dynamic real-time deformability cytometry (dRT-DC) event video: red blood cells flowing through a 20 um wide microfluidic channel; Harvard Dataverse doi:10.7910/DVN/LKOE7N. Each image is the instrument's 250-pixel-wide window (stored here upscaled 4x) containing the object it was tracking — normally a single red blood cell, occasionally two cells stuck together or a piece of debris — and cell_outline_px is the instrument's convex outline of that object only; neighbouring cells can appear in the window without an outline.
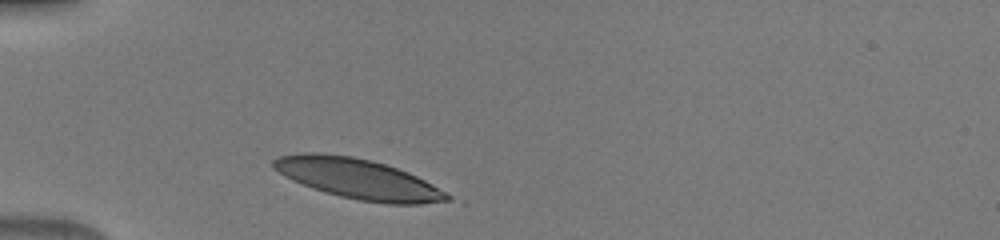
{"species": "human", "species_latin": "Homo sapiens", "temperature_condition": "warm", "stored_images_in_passage": 30, "camera_frame_rate_fps": 3000, "um_per_image_px": 0.085, "donor": {"sex": "male"}, "frame": {"image": 1, "passage_image": 1, "time_ms": 0.0, "image_size_px": [1000, 240], "cell_outline_px": [[464, 204], [388, 204], [360, 200], [340, 196], [312, 188], [292, 180], [284, 176], [272, 168], [272, 160], [276, 156], [300, 152], [320, 152], [352, 156], [372, 160], [408, 172], [464, 200]], "centroid_in_image_um": [30.61, 15.23], "position_along_channel_um": 54.4, "area_um2": 42.02}}
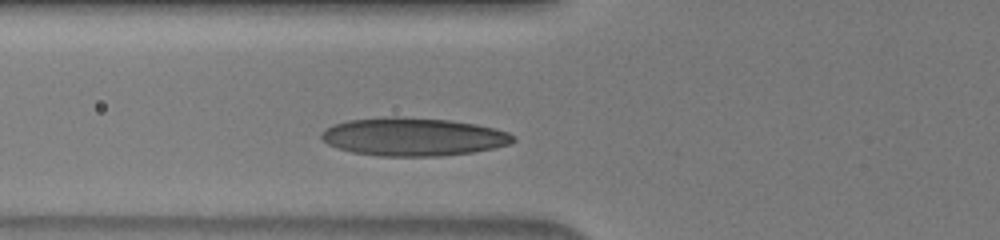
{"frame": {"image": 2, "passage_image": 5, "time_ms": 1.333, "image_size_px": [1000, 240], "cell_outline_px": [[516, 140], [512, 144], [496, 148], [472, 152], [440, 156], [380, 156], [352, 152], [328, 144], [320, 136], [320, 132], [324, 128], [332, 124], [348, 120], [388, 116], [396, 116], [448, 120], [476, 124], [496, 128], [508, 132], [516, 136]], "centroid_in_image_um": [35.15, 11.62], "position_along_channel_um": 90.7, "area_um2": 42.95}}
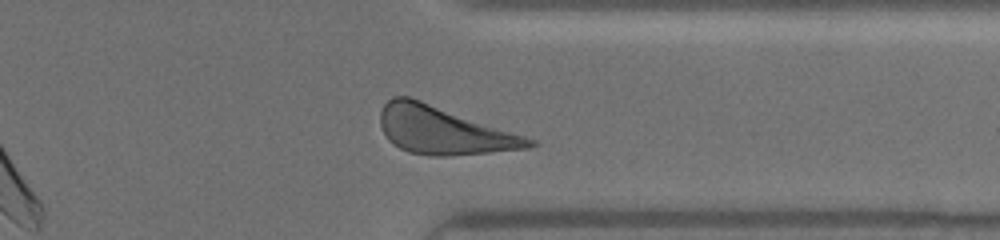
{"frame": {"image": 3, "passage_image": 26, "time_ms": 8.333, "image_size_px": [1000, 240], "cell_outline_px": [[536, 144], [528, 148], [452, 156], [432, 156], [408, 152], [392, 144], [388, 140], [380, 124], [380, 112], [384, 104], [392, 96], [412, 96], [536, 140]], "centroid_in_image_um": [37.66, 11.07], "position_along_channel_um": 373.7, "area_um2": 41.5}}